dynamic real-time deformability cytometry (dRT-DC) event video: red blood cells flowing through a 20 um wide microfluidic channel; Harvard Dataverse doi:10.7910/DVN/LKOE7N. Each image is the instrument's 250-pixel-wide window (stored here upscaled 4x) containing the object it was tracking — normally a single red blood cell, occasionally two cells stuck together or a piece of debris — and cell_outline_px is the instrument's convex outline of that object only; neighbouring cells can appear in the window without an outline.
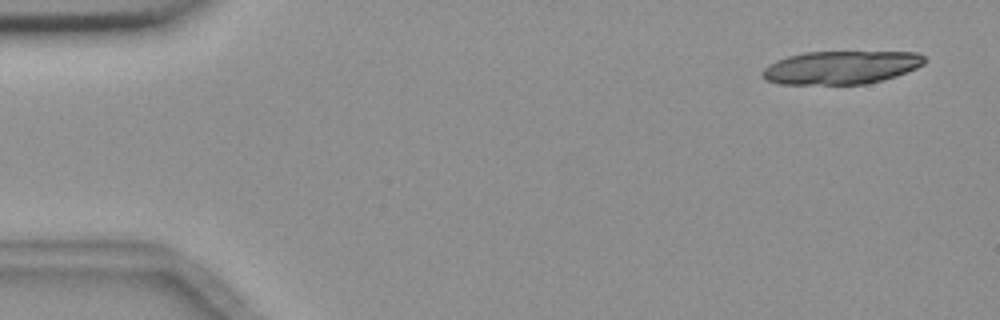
{"species": "common noctule bat (a hibernating species)", "species_latin": "Nyctalus noctula", "temperature_condition": "room temperature", "stored_images_in_passage": 5, "camera_frame_rate_fps": 3000, "um_per_image_px": 0.085, "animal": {"sex": "female", "body_mass_g": 18.4}, "frame": {"image": 1, "passage_image": 1, "time_ms": 0.0, "image_size_px": [1000, 320], "cell_outline_px": [[924, 64], [916, 68], [896, 76], [864, 84], [776, 84], [764, 80], [760, 76], [760, 72], [768, 64], [776, 60], [788, 56], [804, 52], [920, 52], [924, 56]], "centroid_in_image_um": [71.42, 5.73], "position_along_channel_um": 13.6, "area_um2": 31.56}}